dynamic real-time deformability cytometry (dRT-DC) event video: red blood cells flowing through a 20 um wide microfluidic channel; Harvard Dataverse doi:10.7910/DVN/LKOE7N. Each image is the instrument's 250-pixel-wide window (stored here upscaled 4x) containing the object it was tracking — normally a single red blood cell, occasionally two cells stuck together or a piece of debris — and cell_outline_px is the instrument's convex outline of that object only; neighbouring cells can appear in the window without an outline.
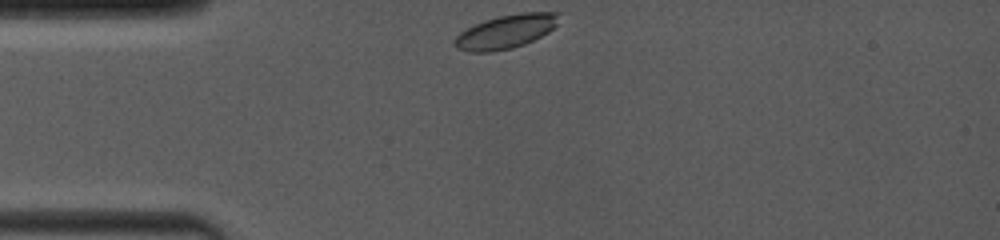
{"species": "common noctule bat (a hibernating species)", "species_latin": "Nyctalus noctula", "temperature_condition": "room temperature", "stored_images_in_passage": 20, "camera_frame_rate_fps": 4000, "um_per_image_px": 0.085, "animal": {"sex": "female", "body_mass_g": 19.0, "forearm_length_mm": 53.3}, "frame": {"image": 1, "passage_image": 1, "time_ms": 0.0, "image_size_px": [1000, 240], "cell_outline_px": [[560, 12], [556, 24], [548, 32], [524, 44], [512, 48], [492, 52], [468, 52], [456, 48], [456, 36], [460, 32], [484, 20], [500, 16], [520, 12]], "centroid_in_image_um": [43.0, 2.69], "position_along_channel_um": 42.0, "area_um2": 20.23}}
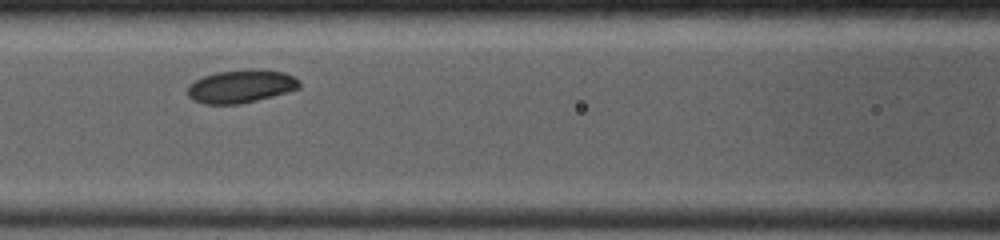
{"frame": {"image": 2, "passage_image": 11, "time_ms": 3.25, "image_size_px": [1000, 240], "cell_outline_px": [[300, 88], [288, 92], [240, 104], [204, 104], [192, 100], [188, 96], [188, 84], [204, 76], [216, 72], [256, 68], [284, 72], [292, 76], [300, 84]], "centroid_in_image_um": [20.46, 7.33], "position_along_channel_um": 146.1, "area_um2": 21.56}}
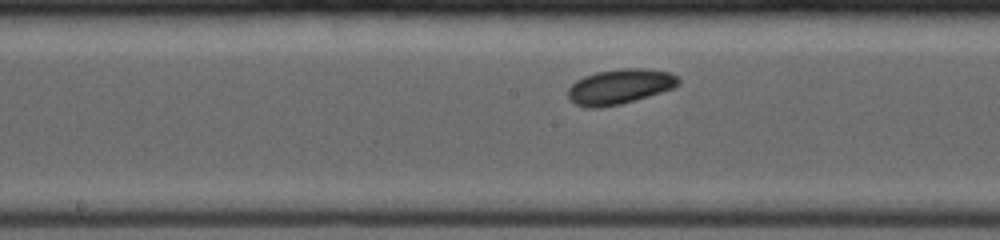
{"frame": {"image": 3, "passage_image": 17, "time_ms": 4.5, "image_size_px": [1000, 240], "cell_outline_px": [[680, 84], [672, 88], [648, 96], [620, 104], [600, 108], [588, 108], [576, 104], [568, 100], [568, 88], [576, 80], [584, 76], [596, 72], [620, 68], [644, 68], [668, 72], [676, 76], [680, 80]], "centroid_in_image_um": [52.64, 7.36], "position_along_channel_um": 195.6, "area_um2": 22.54}}